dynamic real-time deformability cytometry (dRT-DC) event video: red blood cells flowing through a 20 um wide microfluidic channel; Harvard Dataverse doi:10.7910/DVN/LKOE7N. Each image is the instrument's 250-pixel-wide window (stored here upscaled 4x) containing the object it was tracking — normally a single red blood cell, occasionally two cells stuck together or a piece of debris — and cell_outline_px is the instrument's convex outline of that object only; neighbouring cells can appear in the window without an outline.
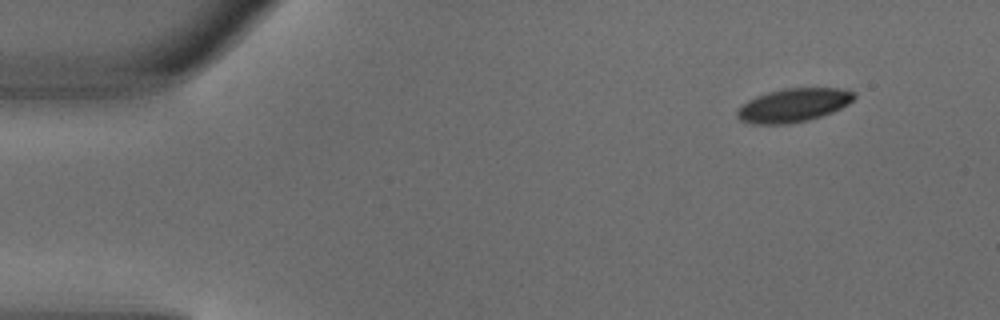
{"species": "common noctule bat (a hibernating species)", "species_latin": "Nyctalus noctula", "temperature_condition": "warm", "stored_images_in_passage": 4, "camera_frame_rate_fps": 3000, "um_per_image_px": 0.085, "animal": {"sex": "male", "body_mass_g": 18.8}, "frame": {"image": 1, "passage_image": 1, "time_ms": 0.0, "image_size_px": [1000, 320], "cell_outline_px": [[856, 96], [848, 104], [832, 112], [808, 120], [788, 124], [752, 124], [740, 120], [736, 116], [736, 112], [748, 100], [756, 96], [768, 92], [784, 88], [840, 88], [856, 92]], "centroid_in_image_um": [67.45, 8.94], "position_along_channel_um": 17.6, "area_um2": 22.83}}